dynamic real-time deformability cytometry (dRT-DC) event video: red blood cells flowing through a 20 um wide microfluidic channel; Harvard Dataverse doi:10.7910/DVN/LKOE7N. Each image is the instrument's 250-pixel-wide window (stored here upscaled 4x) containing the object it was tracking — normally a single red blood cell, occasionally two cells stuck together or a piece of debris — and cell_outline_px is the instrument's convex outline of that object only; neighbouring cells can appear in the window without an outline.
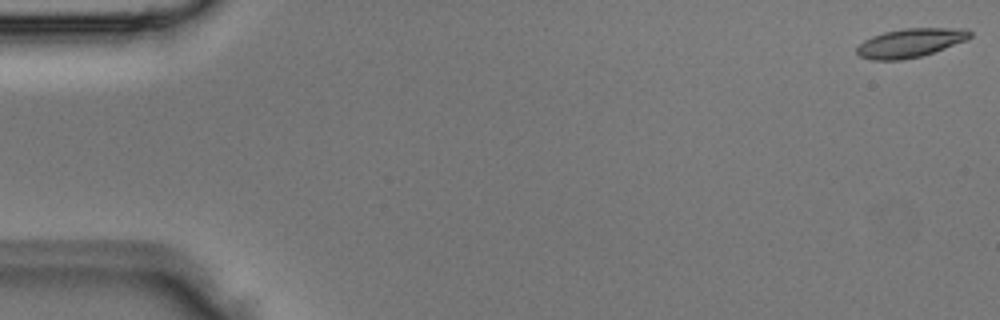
{"species": "Egyptian fruit bat (a non-hibernating species)", "species_latin": "Rousettus aegyptiacus", "temperature_condition": "room temperature", "stored_images_in_passage": 3, "camera_frame_rate_fps": 3000, "um_per_image_px": 0.085, "animal": {"sex": "male"}, "frame": {"image": 1, "passage_image": 1, "time_ms": 0.0, "image_size_px": [1000, 320], "cell_outline_px": [[972, 36], [968, 40], [920, 56], [904, 60], [872, 60], [860, 56], [856, 52], [856, 48], [864, 40], [872, 36], [884, 32], [904, 28], [968, 28], [972, 32]], "centroid_in_image_um": [77.4, 3.63], "position_along_channel_um": 7.6, "area_um2": 19.07}}